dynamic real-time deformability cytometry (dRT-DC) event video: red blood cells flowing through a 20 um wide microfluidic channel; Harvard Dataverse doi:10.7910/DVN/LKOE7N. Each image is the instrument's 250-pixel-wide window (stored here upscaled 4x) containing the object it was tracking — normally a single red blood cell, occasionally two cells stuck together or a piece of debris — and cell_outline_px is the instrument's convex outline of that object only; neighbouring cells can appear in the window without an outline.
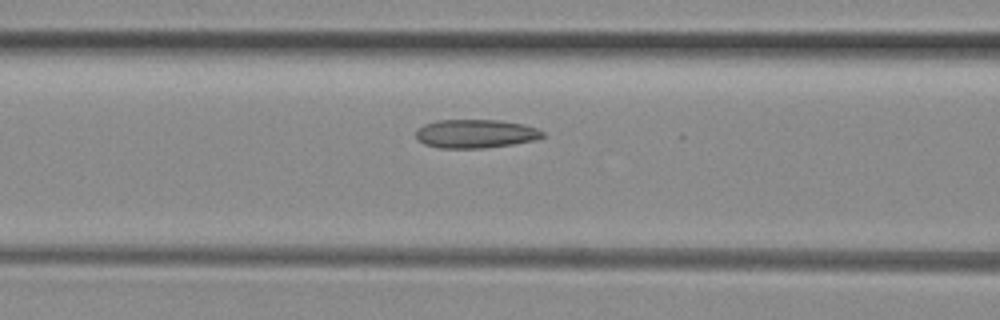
{"species": "common noctule bat (a hibernating species)", "species_latin": "Nyctalus noctula", "temperature_condition": "room temperature", "stored_images_in_passage": 5, "camera_frame_rate_fps": 3000, "um_per_image_px": 0.085, "animal": {"sex": "female", "body_mass_g": 29.2, "forearm_length_mm": 56.3}, "frame": {"image": 1, "passage_image": 5, "time_ms": 1.333, "image_size_px": [1000, 320], "cell_outline_px": [[544, 136], [536, 140], [512, 144], [480, 148], [440, 148], [424, 144], [416, 140], [416, 128], [424, 124], [436, 120], [500, 120], [524, 124], [536, 128], [544, 132]], "centroid_in_image_um": [40.39, 11.36], "position_along_channel_um": 126.2, "area_um2": 21.27}}